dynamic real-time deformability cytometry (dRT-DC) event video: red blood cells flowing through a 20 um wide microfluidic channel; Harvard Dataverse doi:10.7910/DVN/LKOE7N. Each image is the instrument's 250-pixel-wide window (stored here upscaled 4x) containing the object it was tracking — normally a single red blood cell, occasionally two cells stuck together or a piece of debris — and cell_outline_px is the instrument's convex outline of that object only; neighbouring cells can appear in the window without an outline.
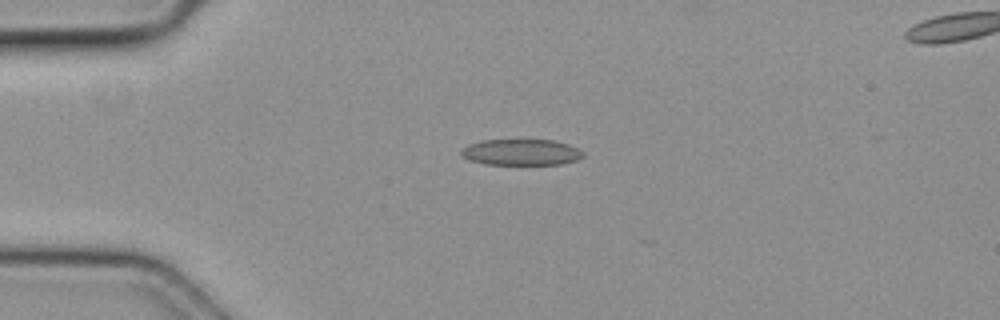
{"species": "common noctule bat (a hibernating species)", "species_latin": "Nyctalus noctula", "temperature_condition": "cold", "stored_images_in_passage": 5, "segment_of_instrument_passage": [1, 2], "camera_frame_rate_fps": 3000, "um_per_image_px": 0.085, "animal": {"sex": "female", "body_mass_g": 19.3, "forearm_length_mm": 54.1}, "frame": {"image": 1, "passage_image": 3, "time_ms": 0.667, "image_size_px": [1000, 320], "cell_outline_px": [[584, 156], [576, 160], [560, 164], [484, 164], [468, 160], [460, 156], [460, 148], [468, 144], [480, 140], [552, 140], [568, 144], [584, 152]], "centroid_in_image_um": [44.23, 12.94], "position_along_channel_um": 40.8, "area_um2": 18.67}}